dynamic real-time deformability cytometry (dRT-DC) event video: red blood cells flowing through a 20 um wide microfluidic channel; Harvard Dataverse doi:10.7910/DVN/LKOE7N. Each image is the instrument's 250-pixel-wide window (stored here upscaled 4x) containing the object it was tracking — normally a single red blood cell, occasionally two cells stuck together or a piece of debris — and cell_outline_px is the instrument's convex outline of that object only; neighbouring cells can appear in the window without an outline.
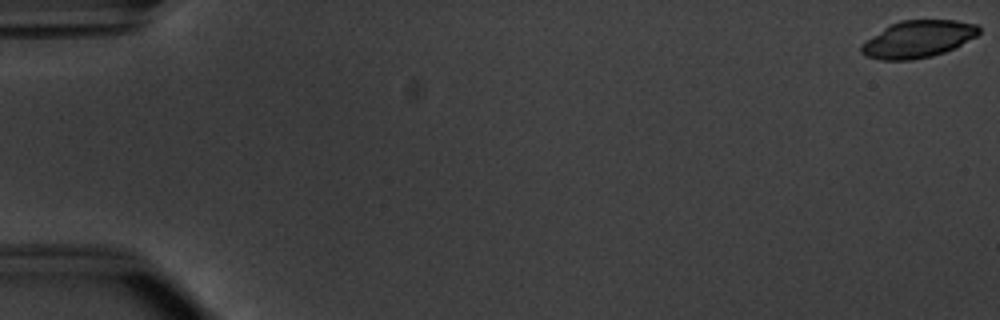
{"species": "common noctule bat (a hibernating species)", "species_latin": "Nyctalus noctula", "temperature_condition": "warm", "stored_images_in_passage": 10, "camera_frame_rate_fps": 3000, "um_per_image_px": 0.085, "animal": {"sex": "male", "body_mass_g": 20.1, "forearm_length_mm": 53.5}, "frame": {"image": 1, "passage_image": 1, "time_ms": 0.0, "image_size_px": [1000, 320], "cell_outline_px": [[980, 32], [976, 36], [944, 52], [932, 56], [912, 60], [880, 60], [864, 56], [860, 52], [860, 44], [884, 28], [900, 20], [956, 20], [976, 24], [980, 28]], "centroid_in_image_um": [77.99, 3.33], "position_along_channel_um": 7.0, "area_um2": 25.32}}